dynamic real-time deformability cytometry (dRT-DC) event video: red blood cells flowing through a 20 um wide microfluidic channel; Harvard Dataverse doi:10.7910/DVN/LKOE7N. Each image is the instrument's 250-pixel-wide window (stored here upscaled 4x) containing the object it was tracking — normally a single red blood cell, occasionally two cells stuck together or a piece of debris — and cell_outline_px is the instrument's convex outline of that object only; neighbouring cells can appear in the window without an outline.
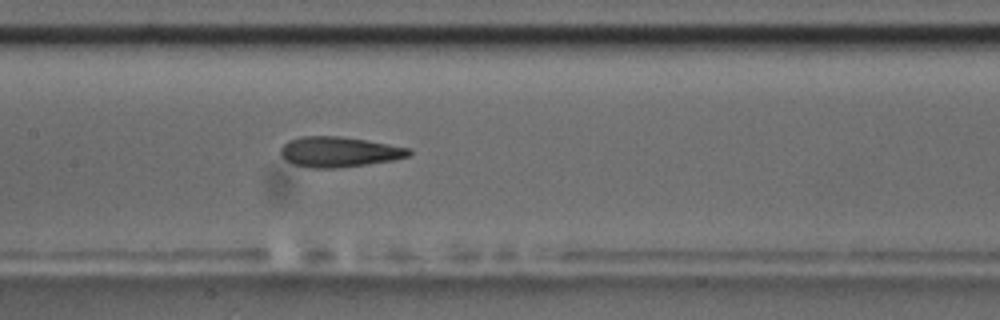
{"species": "common noctule bat (a hibernating species)", "species_latin": "Nyctalus noctula", "temperature_condition": "room temperature", "stored_images_in_passage": 9, "camera_frame_rate_fps": 3000, "um_per_image_px": 0.085, "animal": {"sex": "male", "body_mass_g": 17.5, "forearm_length_mm": 52.3}, "frame": {"image": 1, "passage_image": 9, "time_ms": 9.0, "image_size_px": [1000, 320], "cell_outline_px": [[412, 152], [408, 156], [392, 160], [368, 164], [340, 168], [312, 168], [292, 164], [284, 160], [280, 156], [280, 148], [288, 140], [300, 136], [340, 136], [388, 144], [408, 148]], "centroid_in_image_um": [28.74, 12.91], "position_along_channel_um": 178.7, "area_um2": 22.72}}